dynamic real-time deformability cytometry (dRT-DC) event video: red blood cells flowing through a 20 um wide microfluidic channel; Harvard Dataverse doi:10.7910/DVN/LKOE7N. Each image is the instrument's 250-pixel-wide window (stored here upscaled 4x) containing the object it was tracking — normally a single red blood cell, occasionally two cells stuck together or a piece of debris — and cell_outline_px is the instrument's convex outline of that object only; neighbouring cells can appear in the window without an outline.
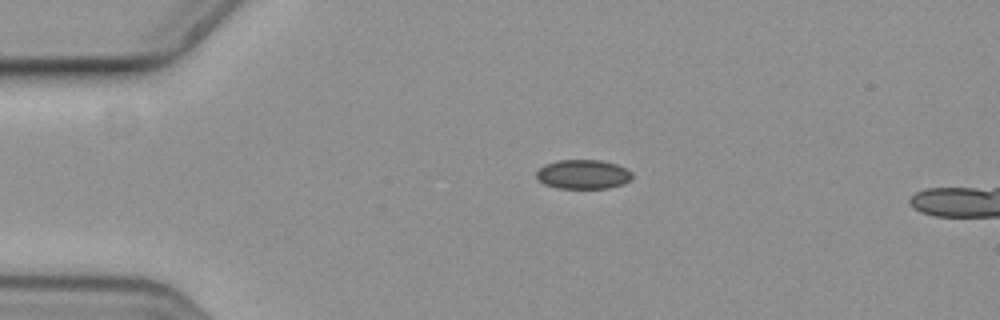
{"species": "common noctule bat (a hibernating species)", "species_latin": "Nyctalus noctula", "temperature_condition": "cold", "stored_images_in_passage": 46, "camera_frame_rate_fps": 3000, "um_per_image_px": 0.085, "animal": {"sex": "female", "body_mass_g": 19.3, "forearm_length_mm": 54.1}, "frame": {"image": 1, "passage_image": 1, "time_ms": 0.0, "image_size_px": [1000, 320], "cell_outline_px": [[632, 176], [624, 184], [608, 188], [556, 188], [544, 184], [536, 180], [536, 172], [544, 164], [556, 160], [604, 160], [616, 164], [632, 172]], "centroid_in_image_um": [49.52, 14.81], "position_along_channel_um": 35.5, "area_um2": 16.47}}
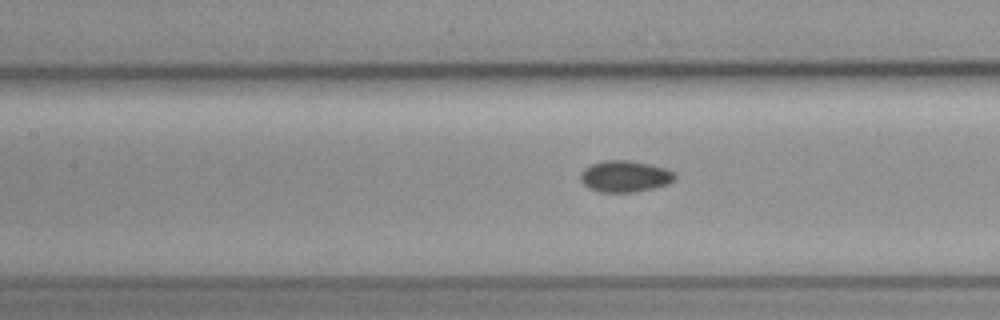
{"frame": {"image": 2, "passage_image": 14, "time_ms": 4.333, "image_size_px": [1000, 320], "cell_outline_px": [[676, 176], [668, 184], [652, 188], [632, 192], [600, 192], [588, 188], [580, 180], [580, 172], [584, 168], [592, 164], [604, 160], [628, 160], [652, 164], [676, 172]], "centroid_in_image_um": [53.1, 14.98], "position_along_channel_um": 154.3, "area_um2": 17.34}}
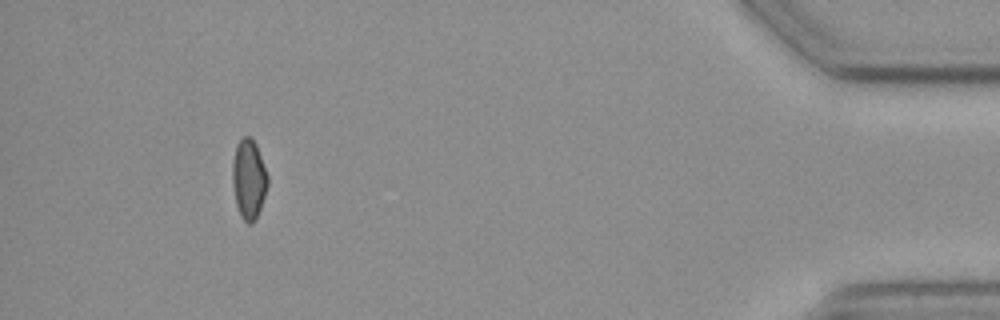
{"frame": {"image": 3, "passage_image": 41, "time_ms": 13.333, "image_size_px": [1000, 320], "cell_outline_px": [[268, 184], [256, 220], [252, 224], [248, 224], [240, 216], [236, 204], [232, 184], [232, 160], [236, 144], [244, 136], [252, 136], [256, 144], [268, 176]], "centroid_in_image_um": [21.13, 15.22], "position_along_channel_um": 414.1, "area_um2": 16.53}}